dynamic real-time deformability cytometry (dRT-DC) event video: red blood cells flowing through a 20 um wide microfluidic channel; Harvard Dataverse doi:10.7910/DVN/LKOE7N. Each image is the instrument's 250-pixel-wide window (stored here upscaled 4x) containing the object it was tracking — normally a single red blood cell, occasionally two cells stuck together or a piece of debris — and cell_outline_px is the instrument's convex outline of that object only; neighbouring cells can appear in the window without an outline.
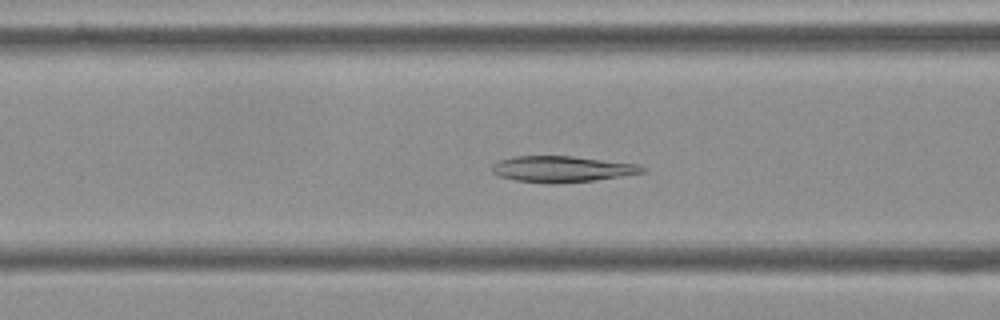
{"species": "Egyptian fruit bat (a non-hibernating species)", "species_latin": "Rousettus aegyptiacus", "temperature_condition": "cold", "stored_images_in_passage": 56, "camera_frame_rate_fps": 3000, "um_per_image_px": 0.085, "frame": {"image": 1, "passage_image": 21, "time_ms": 6.667, "image_size_px": [1000, 320], "cell_outline_px": [[648, 168], [644, 172], [596, 180], [556, 184], [548, 184], [516, 180], [496, 176], [492, 172], [492, 164], [500, 160], [512, 156], [572, 156], [640, 164]], "centroid_in_image_um": [47.76, 14.37], "position_along_channel_um": 118.8, "area_um2": 23.12}}
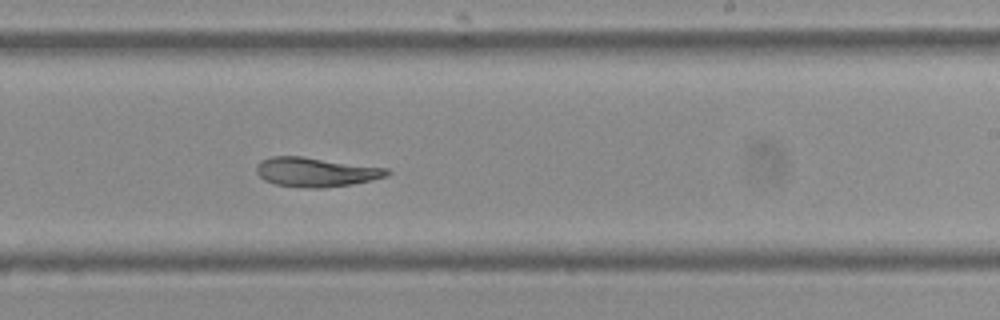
{"frame": {"image": 2, "passage_image": 33, "time_ms": 10.667, "image_size_px": [1000, 320], "cell_outline_px": [[392, 172], [388, 176], [372, 180], [352, 184], [320, 188], [312, 188], [276, 184], [264, 180], [256, 172], [256, 164], [260, 160], [272, 156], [300, 156], [388, 168]], "centroid_in_image_um": [26.86, 14.62], "position_along_channel_um": 262.1, "area_um2": 22.25}}
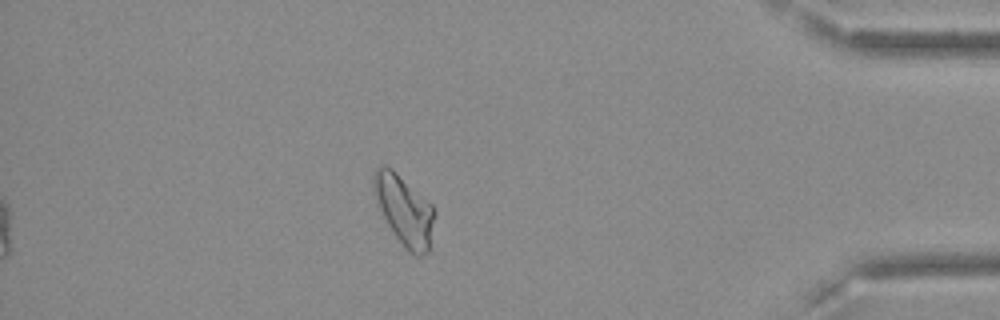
{"frame": {"image": 3, "passage_image": 48, "time_ms": 15.667, "image_size_px": [1000, 320], "cell_outline_px": [[436, 216], [428, 252], [420, 256], [416, 256], [408, 252], [396, 236], [388, 224], [372, 192], [372, 172], [376, 168], [384, 164], [392, 168], [432, 204], [436, 212]], "centroid_in_image_um": [34.36, 17.84], "position_along_channel_um": 400.8, "area_um2": 24.91}, "authors_computed_cell_mechanics": {"area_um2": 23.9581, "velocity_mm_per_s": 3.5788, "shape_relaxation_time_tau1_ms": 8.2424, "shape_relaxation_time_tau2_ms": 6.6452, "deformation_change_tau1": 0.1959, "deformation_change_tau2": 0.1233}}